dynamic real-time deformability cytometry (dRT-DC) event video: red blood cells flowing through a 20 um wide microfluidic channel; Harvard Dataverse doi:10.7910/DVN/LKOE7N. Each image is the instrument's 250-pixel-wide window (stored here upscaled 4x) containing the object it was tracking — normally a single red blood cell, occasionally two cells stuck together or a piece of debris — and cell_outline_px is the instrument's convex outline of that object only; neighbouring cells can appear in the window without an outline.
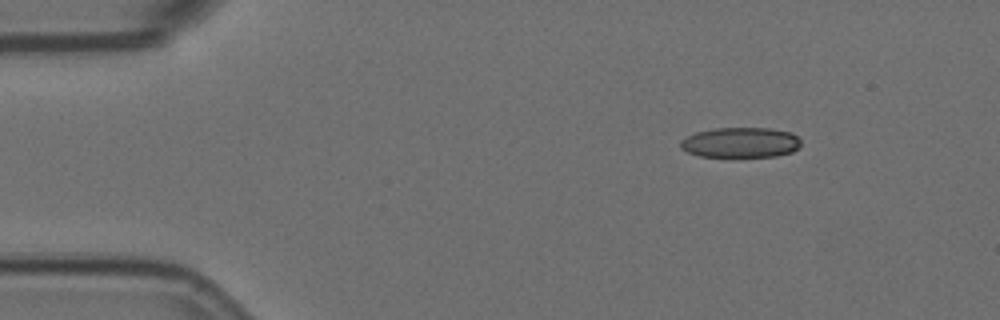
{"species": "Egyptian fruit bat (a non-hibernating species)", "species_latin": "Rousettus aegyptiacus", "temperature_condition": "room temperature", "stored_images_in_passage": 9, "camera_frame_rate_fps": 3000, "um_per_image_px": 0.085, "animal": {"sex": "female"}, "frame": {"image": 1, "passage_image": 1, "time_ms": 0.0, "image_size_px": [1000, 320], "cell_outline_px": [[800, 144], [792, 152], [776, 156], [700, 156], [688, 152], [680, 148], [680, 140], [696, 132], [716, 128], [768, 128], [792, 132], [800, 140]], "centroid_in_image_um": [62.94, 12.1], "position_along_channel_um": 22.1, "area_um2": 21.04}}
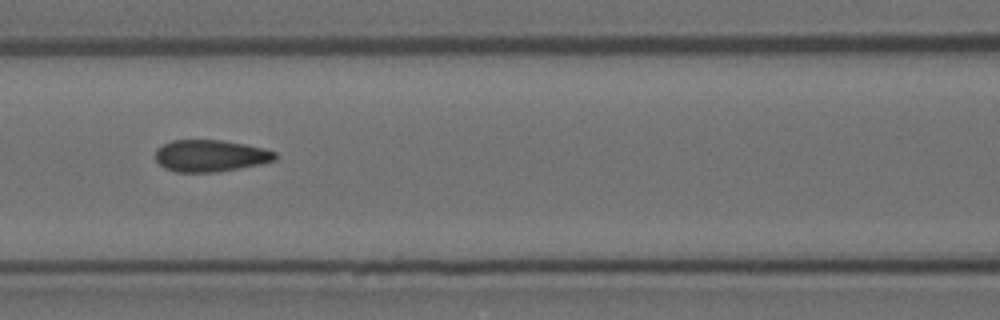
{"frame": {"image": 2, "passage_image": 6, "time_ms": 1.667, "image_size_px": [1000, 320], "cell_outline_px": [[276, 160], [260, 164], [216, 172], [176, 172], [164, 168], [156, 160], [156, 148], [172, 140], [224, 140], [264, 148], [276, 152]], "centroid_in_image_um": [17.88, 13.24], "position_along_channel_um": 148.7, "area_um2": 22.2}}
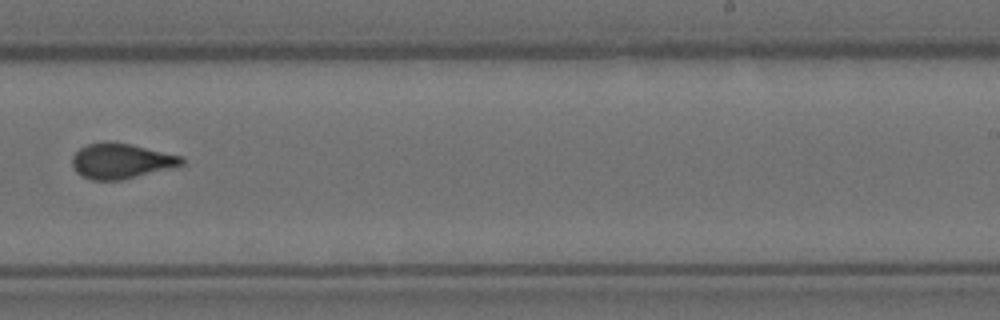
{"frame": {"image": 3, "passage_image": 9, "time_ms": 2.667, "image_size_px": [1000, 320], "cell_outline_px": [[184, 164], [120, 180], [92, 180], [76, 172], [72, 164], [72, 156], [80, 148], [88, 144], [104, 140], [108, 140], [132, 144], [184, 156]], "centroid_in_image_um": [10.28, 13.65], "position_along_channel_um": 278.7, "area_um2": 22.48}}